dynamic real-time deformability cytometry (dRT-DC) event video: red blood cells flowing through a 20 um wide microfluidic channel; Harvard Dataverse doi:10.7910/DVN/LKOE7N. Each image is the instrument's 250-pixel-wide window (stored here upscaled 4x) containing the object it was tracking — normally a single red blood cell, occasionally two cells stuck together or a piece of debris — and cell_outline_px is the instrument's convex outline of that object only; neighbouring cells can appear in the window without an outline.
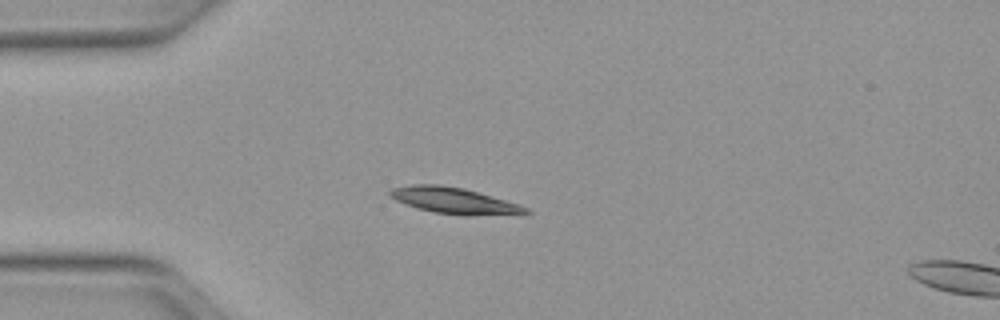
{"species": "Egyptian fruit bat (a non-hibernating species)", "species_latin": "Rousettus aegyptiacus", "temperature_condition": "warm", "stored_images_in_passage": 16, "camera_frame_rate_fps": 3000, "um_per_image_px": 0.085, "animal": {"sex": "female"}, "frame": {"image": 1, "passage_image": 11, "time_ms": 3.333, "image_size_px": [1000, 320], "cell_outline_px": [[532, 212], [432, 212], [416, 208], [396, 200], [388, 196], [388, 192], [392, 188], [412, 184], [440, 184], [464, 188], [520, 204], [528, 208]], "centroid_in_image_um": [38.39, 16.96], "position_along_channel_um": 46.6, "area_um2": 19.25}}
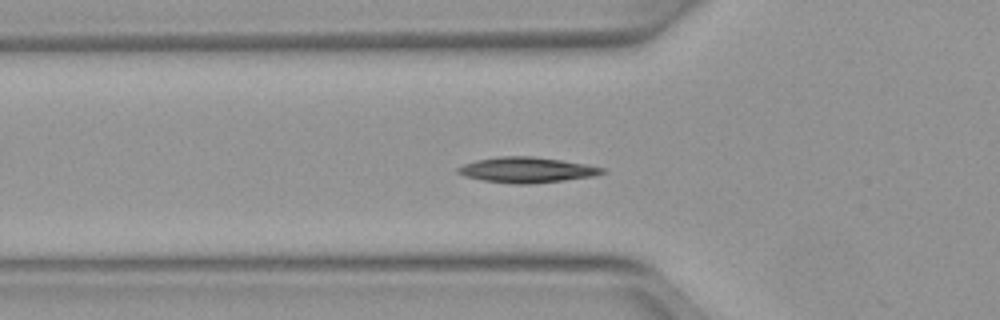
{"frame": {"image": 2, "passage_image": 15, "time_ms": 4.667, "image_size_px": [1000, 320], "cell_outline_px": [[608, 172], [596, 176], [564, 180], [528, 184], [516, 184], [484, 180], [464, 176], [456, 172], [456, 168], [464, 164], [476, 160], [500, 156], [532, 156], [560, 160], [584, 164], [604, 168]], "centroid_in_image_um": [44.78, 14.44], "position_along_channel_um": 81.0, "area_um2": 21.33}}